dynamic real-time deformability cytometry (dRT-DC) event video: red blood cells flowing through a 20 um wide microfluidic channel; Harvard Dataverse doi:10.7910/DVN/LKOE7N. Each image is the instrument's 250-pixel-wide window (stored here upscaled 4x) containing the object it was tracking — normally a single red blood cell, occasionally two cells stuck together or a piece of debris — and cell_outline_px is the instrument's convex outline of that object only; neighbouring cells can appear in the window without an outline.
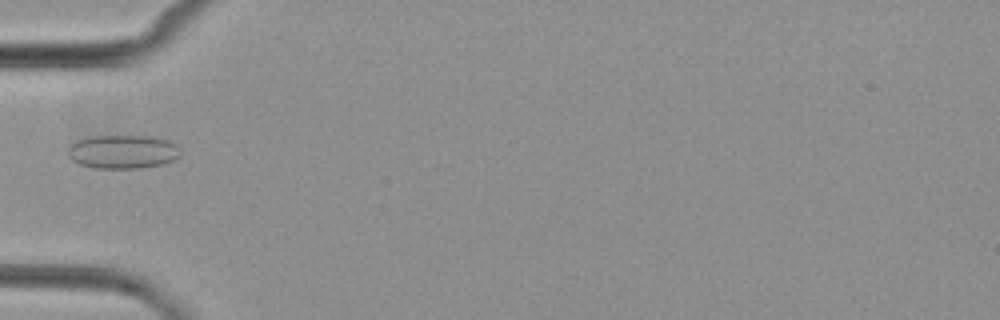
{"species": "common noctule bat (a hibernating species)", "species_latin": "Nyctalus noctula", "temperature_condition": "cold", "stored_images_in_passage": 2, "camera_frame_rate_fps": 3000, "um_per_image_px": 0.085, "animal": {"sex": "female", "body_mass_g": 29.2, "forearm_length_mm": 56.3}, "frame": {"image": 1, "passage_image": 2, "time_ms": 1.333, "image_size_px": [1000, 320], "cell_outline_px": [[180, 156], [172, 160], [160, 164], [140, 168], [92, 168], [80, 164], [72, 160], [68, 156], [68, 148], [76, 140], [88, 136], [152, 136], [168, 140], [176, 144], [180, 148]], "centroid_in_image_um": [10.42, 12.89], "position_along_channel_um": 74.6, "area_um2": 22.2}}